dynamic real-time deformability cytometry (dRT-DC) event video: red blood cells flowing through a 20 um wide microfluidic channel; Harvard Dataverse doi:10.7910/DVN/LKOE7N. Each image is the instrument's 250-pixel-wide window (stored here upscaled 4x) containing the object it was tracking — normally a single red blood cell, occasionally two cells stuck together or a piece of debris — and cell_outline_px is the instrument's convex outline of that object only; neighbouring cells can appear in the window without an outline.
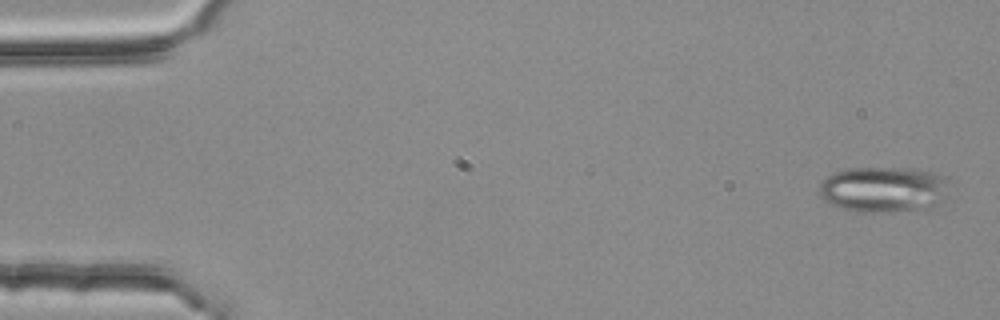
{"species": "common noctule bat (a hibernating species)", "species_latin": "Nyctalus noctula", "temperature_condition": "room temperature", "stored_images_in_passage": 4, "camera_frame_rate_fps": 3000, "um_per_image_px": 0.085, "animal": {"sex": "female", "body_mass_g": 25.1}, "frame": {"image": 1, "passage_image": 1, "time_ms": 0.0, "image_size_px": [1000, 320], "cell_outline_px": [[952, 200], [932, 208], [888, 212], [860, 212], [828, 204], [820, 196], [820, 184], [828, 176], [836, 172], [848, 168], [912, 168], [936, 172], [944, 176]], "centroid_in_image_um": [75.23, 16.11], "position_along_channel_um": 9.8, "area_um2": 35.49}}